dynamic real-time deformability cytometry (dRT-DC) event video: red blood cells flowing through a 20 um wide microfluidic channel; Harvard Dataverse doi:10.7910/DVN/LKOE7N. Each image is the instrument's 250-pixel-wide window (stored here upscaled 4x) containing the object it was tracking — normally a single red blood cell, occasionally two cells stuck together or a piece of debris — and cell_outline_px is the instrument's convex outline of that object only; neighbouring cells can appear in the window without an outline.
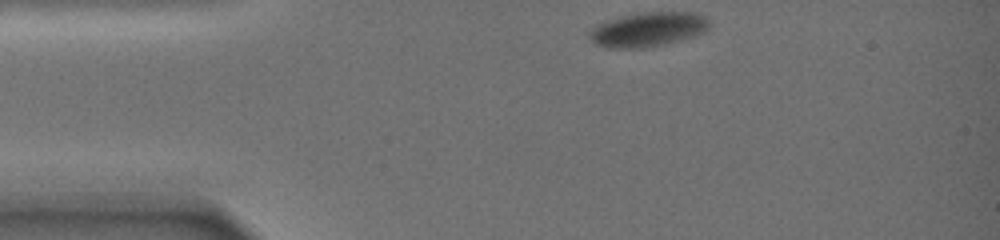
{"species": "common noctule bat (a hibernating species)", "species_latin": "Nyctalus noctula", "temperature_condition": "warm", "stored_images_in_passage": 49, "camera_frame_rate_fps": 3000, "um_per_image_px": 0.085, "animal": {"sex": "female", "body_mass_g": 19.0, "forearm_length_mm": 51.5}, "frame": {"image": 1, "passage_image": 1, "time_ms": 0.0, "image_size_px": [1000, 240], "cell_outline_px": [[708, 28], [704, 32], [680, 40], [664, 44], [644, 48], [604, 48], [588, 40], [588, 32], [596, 24], [620, 16], [644, 12], [692, 12], [704, 16], [708, 20]], "centroid_in_image_um": [55.01, 2.51], "position_along_channel_um": 30.0, "area_um2": 24.16}}
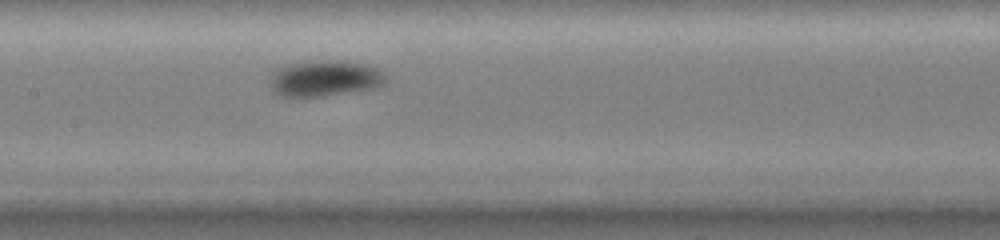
{"frame": {"image": 2, "passage_image": 23, "time_ms": 6.333, "image_size_px": [1000, 240], "cell_outline_px": [[388, 80], [384, 84], [376, 88], [324, 96], [280, 96], [272, 92], [272, 76], [280, 68], [292, 64], [360, 64], [376, 68], [384, 72], [388, 76]], "centroid_in_image_um": [27.68, 6.75], "position_along_channel_um": 179.7, "area_um2": 22.72}}
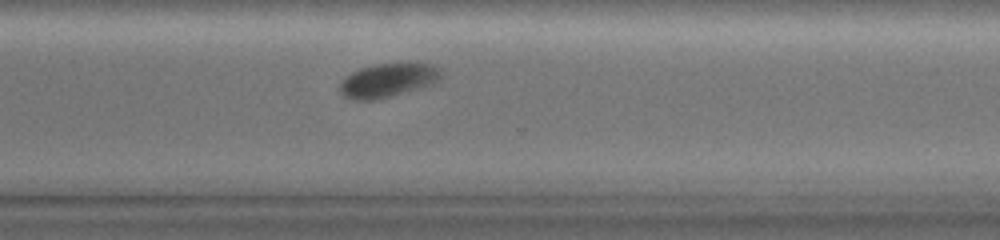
{"frame": {"image": 3, "passage_image": 39, "time_ms": 11.333, "image_size_px": [1000, 240], "cell_outline_px": [[444, 76], [436, 84], [372, 100], [352, 100], [340, 96], [340, 84], [352, 72], [360, 68], [380, 64], [432, 64], [440, 68]], "centroid_in_image_um": [33.01, 6.84], "position_along_channel_um": 337.6, "area_um2": 19.83}}